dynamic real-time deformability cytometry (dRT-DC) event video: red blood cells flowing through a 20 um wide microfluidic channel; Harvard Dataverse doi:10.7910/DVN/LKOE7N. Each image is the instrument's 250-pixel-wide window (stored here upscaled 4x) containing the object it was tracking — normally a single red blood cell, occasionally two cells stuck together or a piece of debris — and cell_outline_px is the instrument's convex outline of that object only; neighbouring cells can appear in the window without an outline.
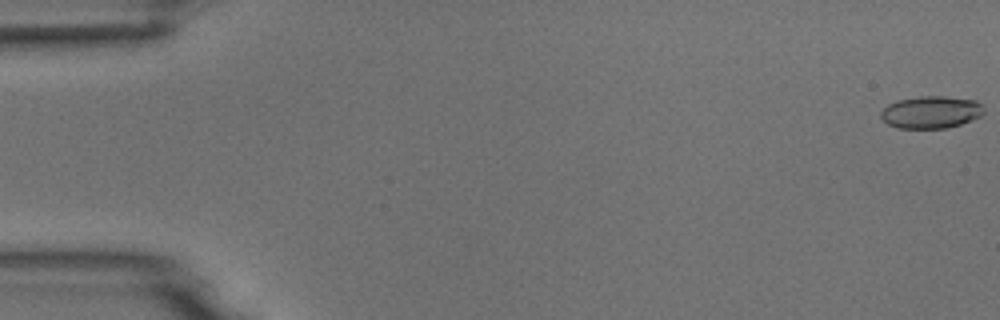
{"species": "common noctule bat (a hibernating species)", "species_latin": "Nyctalus noctula", "temperature_condition": "room temperature", "stored_images_in_passage": 5, "camera_frame_rate_fps": 3000, "um_per_image_px": 0.085, "animal": {"sex": "male", "body_mass_g": 18.8}, "frame": {"image": 1, "passage_image": 1, "time_ms": 0.0, "image_size_px": [1000, 320], "cell_outline_px": [[984, 112], [980, 116], [972, 120], [960, 124], [944, 128], [900, 128], [888, 124], [880, 116], [880, 112], [888, 104], [896, 100], [920, 96], [944, 96], [976, 100], [984, 108]], "centroid_in_image_um": [79.13, 9.52], "position_along_channel_um": 5.9, "area_um2": 19.36}}
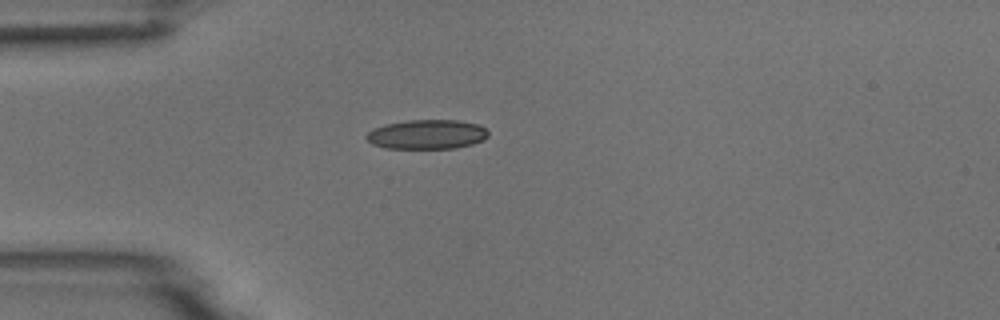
{"frame": {"image": 2, "passage_image": 5, "time_ms": 4.667, "image_size_px": [1000, 320], "cell_outline_px": [[488, 136], [484, 140], [472, 144], [456, 148], [384, 148], [372, 144], [364, 136], [372, 128], [384, 124], [408, 120], [456, 120], [480, 124], [488, 132]], "centroid_in_image_um": [36.28, 11.42], "position_along_channel_um": 48.7, "area_um2": 21.04}}